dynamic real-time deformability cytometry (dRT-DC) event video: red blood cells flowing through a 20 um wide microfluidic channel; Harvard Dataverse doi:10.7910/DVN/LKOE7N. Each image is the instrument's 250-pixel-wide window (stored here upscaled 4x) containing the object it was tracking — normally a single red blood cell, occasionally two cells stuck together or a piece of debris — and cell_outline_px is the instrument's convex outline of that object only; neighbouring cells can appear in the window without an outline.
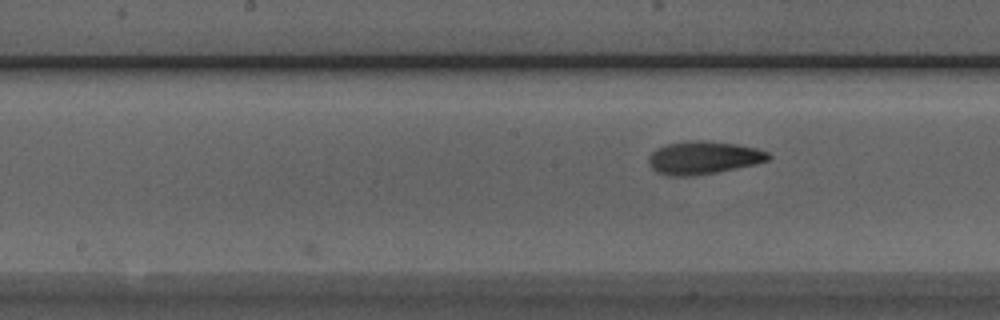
{"species": "Egyptian fruit bat (a non-hibernating species)", "species_latin": "Rousettus aegyptiacus", "temperature_condition": "room temperature", "stored_images_in_passage": 15, "camera_frame_rate_fps": 3000, "um_per_image_px": 0.085, "animal": {"sex": "male"}, "frame": {"image": 1, "passage_image": 7, "time_ms": 2.0, "image_size_px": [1000, 320], "cell_outline_px": [[772, 156], [768, 160], [756, 164], [716, 172], [692, 176], [668, 176], [656, 172], [648, 164], [648, 156], [652, 152], [668, 144], [692, 140], [708, 140], [736, 144], [756, 148], [768, 152]], "centroid_in_image_um": [59.79, 13.41], "position_along_channel_um": 188.4, "area_um2": 23.0}}
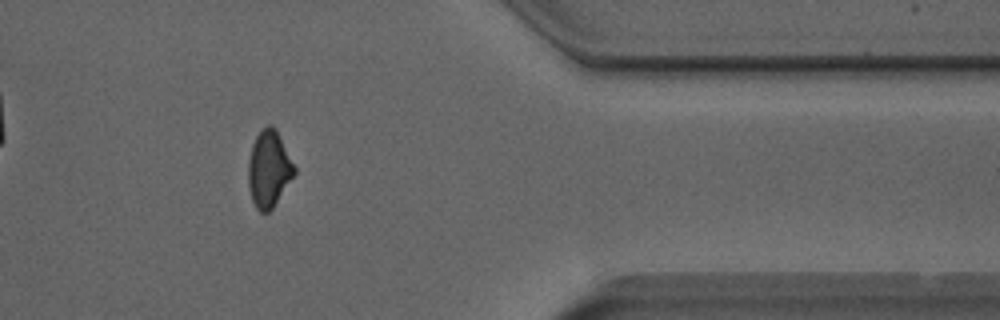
{"frame": {"image": 2, "passage_image": 13, "time_ms": 4.0, "image_size_px": [1000, 320], "cell_outline_px": [[296, 172], [272, 208], [268, 212], [260, 212], [256, 208], [252, 200], [248, 184], [248, 160], [252, 144], [256, 136], [268, 124], [272, 124], [276, 128], [296, 168]], "centroid_in_image_um": [22.85, 14.34], "position_along_channel_um": 388.6, "area_um2": 20.46}}
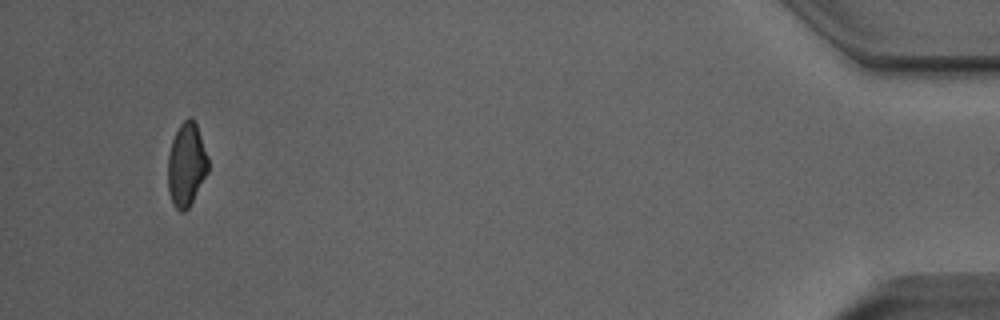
{"frame": {"image": 3, "passage_image": 15, "time_ms": 4.667, "image_size_px": [1000, 320], "cell_outline_px": [[208, 172], [188, 208], [184, 212], [180, 212], [172, 204], [168, 192], [168, 156], [172, 140], [180, 124], [184, 120], [192, 120], [196, 124], [208, 156]], "centroid_in_image_um": [15.83, 14.04], "position_along_channel_um": 419.4, "area_um2": 19.36}}